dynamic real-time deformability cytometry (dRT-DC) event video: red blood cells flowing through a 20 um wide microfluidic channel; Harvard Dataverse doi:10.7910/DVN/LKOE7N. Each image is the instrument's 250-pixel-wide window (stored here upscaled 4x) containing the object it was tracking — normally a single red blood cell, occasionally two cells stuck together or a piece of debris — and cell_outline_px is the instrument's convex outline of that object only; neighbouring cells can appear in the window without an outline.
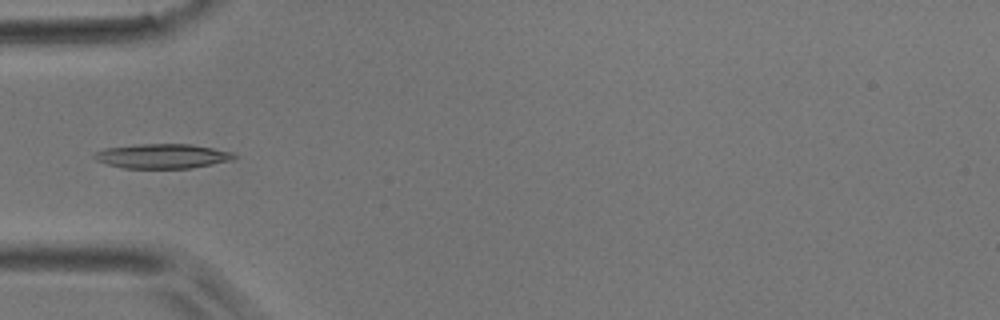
{"species": "common noctule bat (a hibernating species)", "species_latin": "Nyctalus noctula", "temperature_condition": "room temperature", "stored_images_in_passage": 44, "camera_frame_rate_fps": 3000, "um_per_image_px": 0.085, "animal": {"sex": "male", "body_mass_g": 17.9}, "frame": {"image": 1, "passage_image": 14, "time_ms": 4.333, "image_size_px": [1000, 320], "cell_outline_px": [[236, 156], [232, 160], [192, 168], [124, 168], [108, 164], [96, 160], [92, 156], [96, 152], [104, 148], [140, 144], [192, 144], [232, 152]], "centroid_in_image_um": [13.79, 13.27], "position_along_channel_um": 71.2, "area_um2": 19.88}}
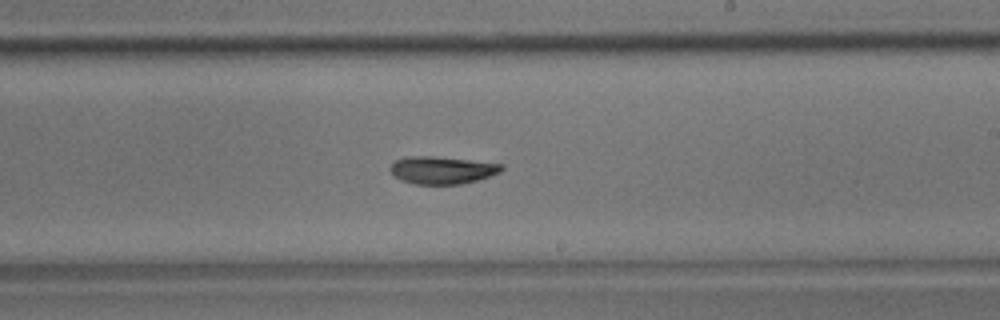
{"frame": {"image": 2, "passage_image": 26, "time_ms": 8.333, "image_size_px": [1000, 320], "cell_outline_px": [[504, 168], [500, 172], [492, 176], [460, 184], [416, 184], [400, 180], [388, 168], [396, 160], [408, 156], [432, 156], [504, 164]], "centroid_in_image_um": [37.59, 14.46], "position_along_channel_um": 251.4, "area_um2": 17.74}}
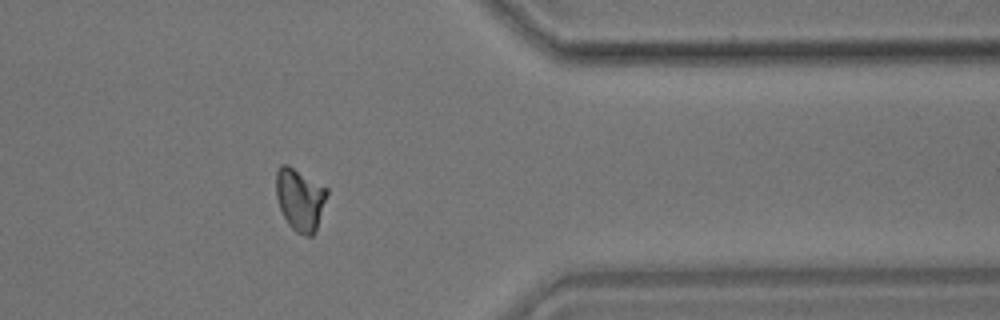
{"frame": {"image": 3, "passage_image": 36, "time_ms": 11.667, "image_size_px": [1000, 320], "cell_outline_px": [[328, 192], [316, 228], [312, 236], [304, 236], [296, 232], [288, 224], [280, 208], [276, 196], [276, 172], [280, 164], [288, 164], [328, 188]], "centroid_in_image_um": [25.48, 16.92], "position_along_channel_um": 385.9, "area_um2": 18.38}}